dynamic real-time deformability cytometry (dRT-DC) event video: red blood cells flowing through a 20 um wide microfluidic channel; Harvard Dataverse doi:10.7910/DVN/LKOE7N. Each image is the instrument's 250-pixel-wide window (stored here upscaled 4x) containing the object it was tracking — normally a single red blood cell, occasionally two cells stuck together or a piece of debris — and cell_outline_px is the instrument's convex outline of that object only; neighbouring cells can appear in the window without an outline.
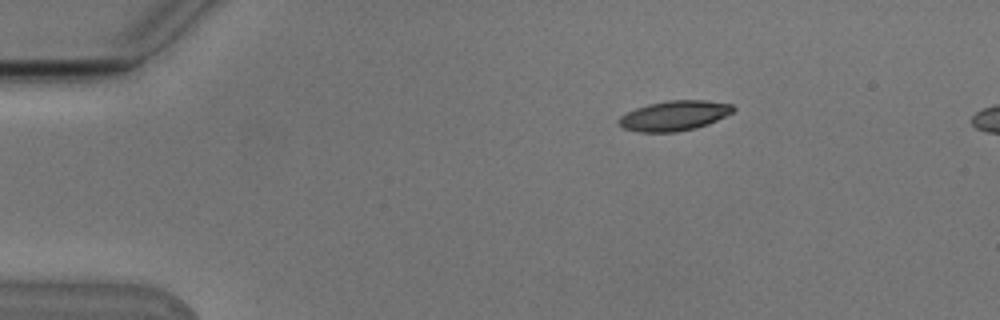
{"species": "Egyptian fruit bat (a non-hibernating species)", "species_latin": "Rousettus aegyptiacus", "temperature_condition": "cold", "stored_images_in_passage": 46, "camera_frame_rate_fps": 3000, "um_per_image_px": 0.085, "animal": {"sex": "male"}, "frame": {"image": 1, "passage_image": 1, "time_ms": 0.0, "image_size_px": [1000, 320], "cell_outline_px": [[736, 108], [732, 112], [708, 124], [696, 128], [676, 132], [640, 132], [624, 128], [616, 124], [616, 120], [620, 116], [636, 108], [648, 104], [668, 100], [708, 100], [732, 104]], "centroid_in_image_um": [57.29, 9.83], "position_along_channel_um": 27.7, "area_um2": 20.06}}
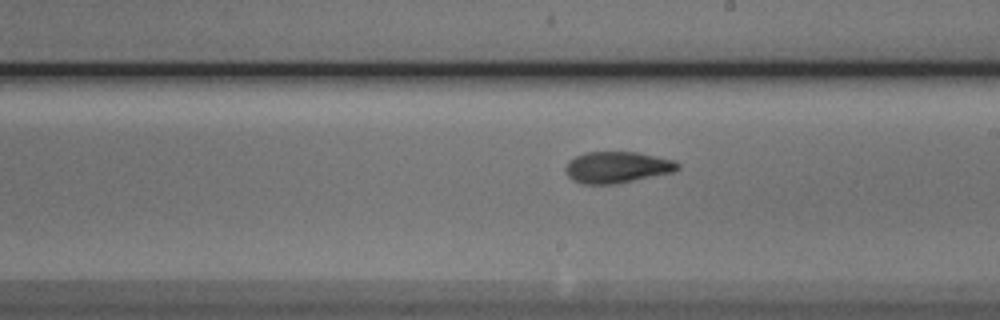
{"frame": {"image": 2, "passage_image": 23, "time_ms": 7.333, "image_size_px": [1000, 320], "cell_outline_px": [[680, 168], [672, 172], [616, 184], [584, 184], [572, 180], [568, 176], [564, 168], [568, 160], [584, 152], [640, 152], [676, 160], [680, 164]], "centroid_in_image_um": [52.46, 14.21], "position_along_channel_um": 236.5, "area_um2": 20.75}}
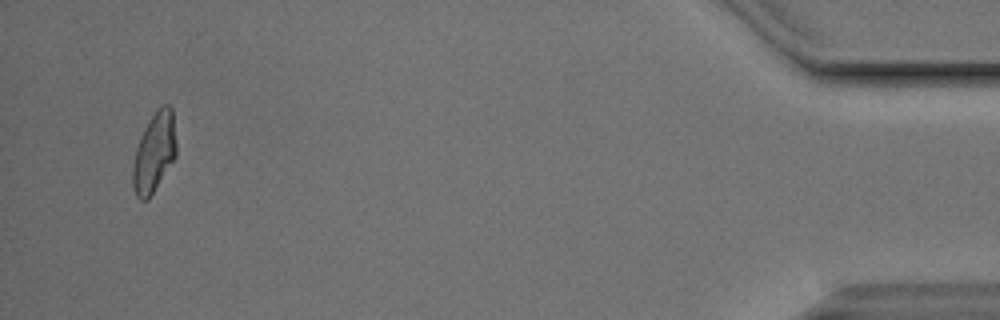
{"frame": {"image": 3, "passage_image": 44, "time_ms": 14.333, "image_size_px": [1000, 320], "cell_outline_px": [[176, 156], [148, 200], [140, 200], [136, 196], [132, 188], [132, 168], [136, 148], [144, 128], [156, 108], [164, 104], [168, 104], [172, 108], [176, 144]], "centroid_in_image_um": [13.09, 12.96], "position_along_channel_um": 422.1, "area_um2": 20.23}}